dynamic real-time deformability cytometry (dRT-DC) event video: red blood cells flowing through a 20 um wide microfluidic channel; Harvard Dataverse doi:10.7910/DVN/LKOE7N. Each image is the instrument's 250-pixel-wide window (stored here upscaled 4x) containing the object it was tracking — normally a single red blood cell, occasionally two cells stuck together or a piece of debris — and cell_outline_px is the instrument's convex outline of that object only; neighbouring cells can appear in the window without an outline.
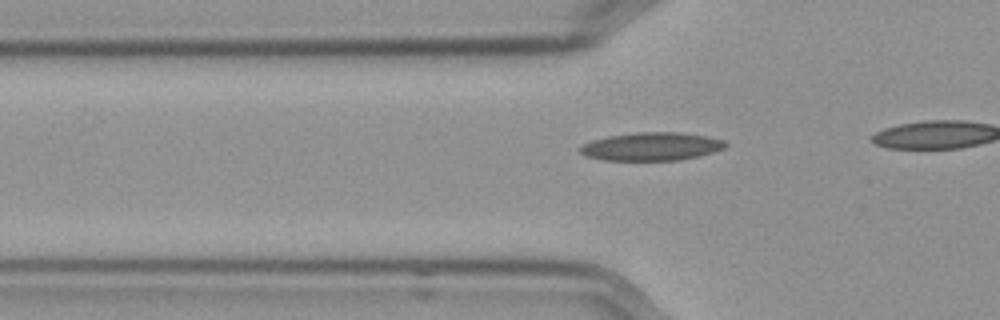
{"species": "Egyptian fruit bat (a non-hibernating species)", "species_latin": "Rousettus aegyptiacus", "temperature_condition": "cold", "stored_images_in_passage": 22, "camera_frame_rate_fps": 3000, "um_per_image_px": 0.085, "frame": {"image": 1, "passage_image": 16, "time_ms": 5.0, "image_size_px": [1000, 320], "cell_outline_px": [[728, 144], [724, 148], [700, 156], [680, 160], [600, 160], [584, 156], [580, 152], [580, 144], [592, 140], [608, 136], [636, 132], [680, 132], [704, 136], [724, 140]], "centroid_in_image_um": [55.33, 12.45], "position_along_channel_um": 70.5, "area_um2": 23.99}}
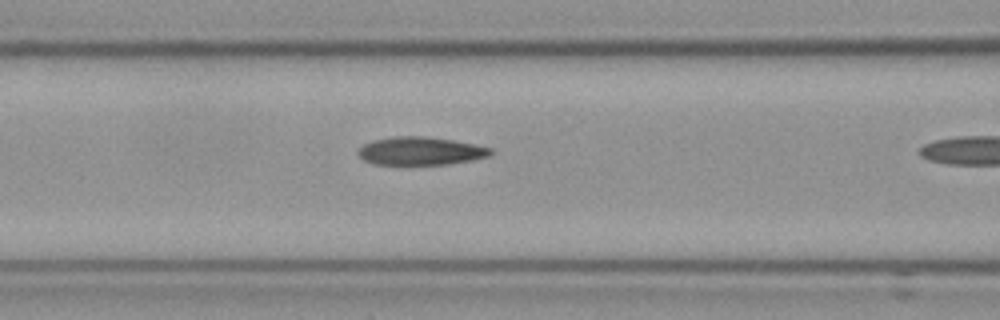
{"frame": {"image": 2, "passage_image": 21, "time_ms": 6.667, "image_size_px": [1000, 320], "cell_outline_px": [[492, 152], [488, 156], [472, 160], [448, 164], [372, 164], [364, 160], [356, 152], [364, 144], [372, 140], [392, 136], [424, 136], [452, 140], [492, 148]], "centroid_in_image_um": [35.71, 12.83], "position_along_channel_um": 130.9, "area_um2": 21.56}}